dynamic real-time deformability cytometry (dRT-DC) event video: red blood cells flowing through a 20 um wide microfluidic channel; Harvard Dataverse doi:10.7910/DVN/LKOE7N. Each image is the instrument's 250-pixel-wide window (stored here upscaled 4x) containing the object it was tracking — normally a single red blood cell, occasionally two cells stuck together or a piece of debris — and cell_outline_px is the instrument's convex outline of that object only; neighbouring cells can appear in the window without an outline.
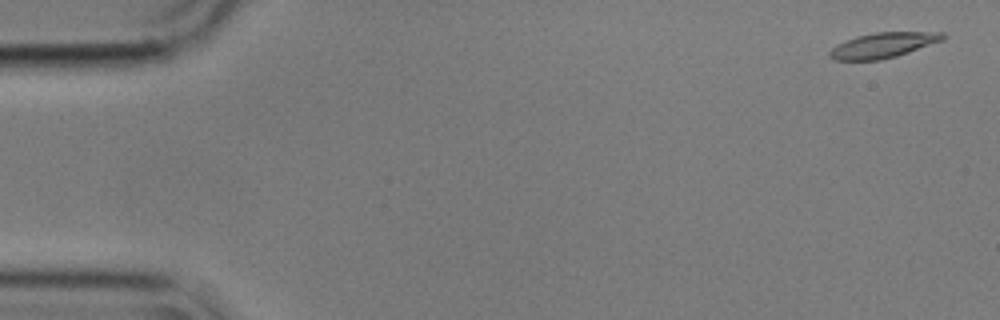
{"species": "common noctule bat (a hibernating species)", "species_latin": "Nyctalus noctula", "temperature_condition": "cold", "stored_images_in_passage": 17, "camera_frame_rate_fps": 3000, "um_per_image_px": 0.085, "animal": {"sex": "male", "body_mass_g": 17.9}, "frame": {"image": 1, "passage_image": 2, "time_ms": 0.333, "image_size_px": [1000, 320], "cell_outline_px": [[948, 36], [944, 40], [896, 56], [880, 60], [832, 60], [828, 56], [828, 52], [836, 44], [856, 36], [876, 32], [944, 32]], "centroid_in_image_um": [75.06, 3.84], "position_along_channel_um": 9.9, "area_um2": 16.76}}
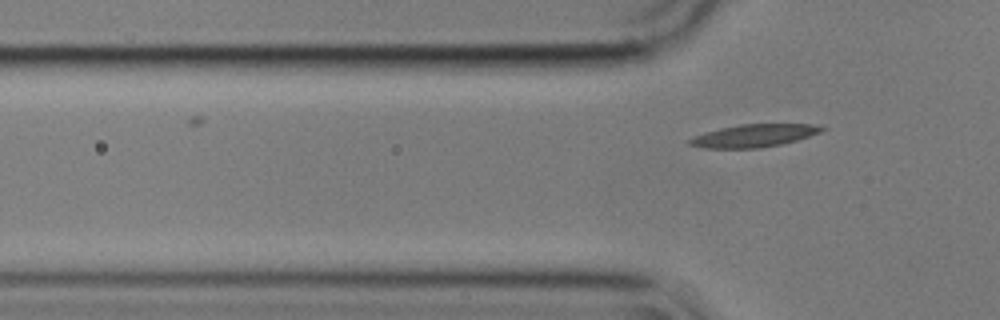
{"frame": {"image": 2, "passage_image": 17, "time_ms": 5.333, "image_size_px": [1000, 320], "cell_outline_px": [[828, 128], [820, 132], [796, 140], [780, 144], [760, 148], [700, 148], [688, 144], [688, 140], [692, 136], [704, 132], [720, 128], [740, 124], [812, 124]], "centroid_in_image_um": [64.02, 11.53], "position_along_channel_um": 61.8, "area_um2": 17.51}}